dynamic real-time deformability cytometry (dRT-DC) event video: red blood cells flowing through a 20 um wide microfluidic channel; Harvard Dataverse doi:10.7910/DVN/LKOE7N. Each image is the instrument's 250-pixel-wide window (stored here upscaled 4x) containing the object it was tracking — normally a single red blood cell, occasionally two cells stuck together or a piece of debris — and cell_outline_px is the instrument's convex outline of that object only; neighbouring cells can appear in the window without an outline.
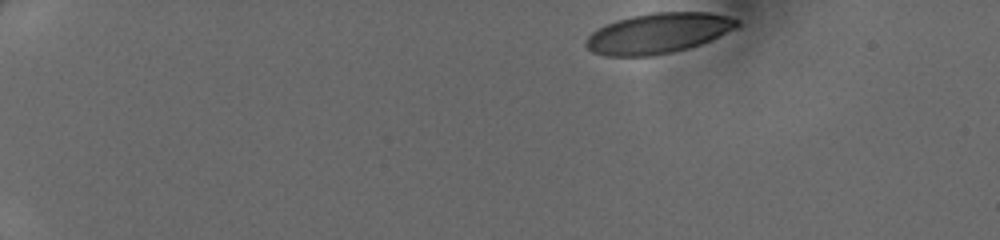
{"species": "human", "species_latin": "Homo sapiens", "temperature_condition": "cold", "stored_images_in_passage": 40, "camera_frame_rate_fps": 3000, "um_per_image_px": 0.085, "donor": {"sex": "female"}, "frame": {"image": 1, "passage_image": 1, "time_ms": 0.0, "image_size_px": [1000, 240], "cell_outline_px": [[740, 24], [736, 28], [700, 44], [688, 48], [672, 52], [652, 56], [604, 56], [592, 52], [584, 44], [584, 40], [596, 28], [616, 20], [632, 16], [652, 12], [708, 12], [728, 16], [740, 20]], "centroid_in_image_um": [55.91, 2.82], "position_along_channel_um": 29.1, "area_um2": 35.6}}
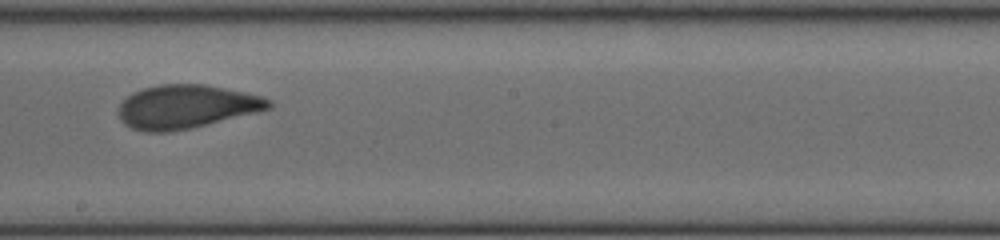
{"frame": {"image": 2, "passage_image": 23, "time_ms": 7.333, "image_size_px": [1000, 240], "cell_outline_px": [[272, 108], [256, 112], [188, 128], [168, 132], [144, 132], [132, 128], [124, 124], [120, 120], [116, 112], [120, 104], [132, 92], [144, 88], [160, 84], [204, 84], [244, 92], [260, 96], [272, 100]], "centroid_in_image_um": [15.78, 9.06], "position_along_channel_um": 232.4, "area_um2": 37.92}}
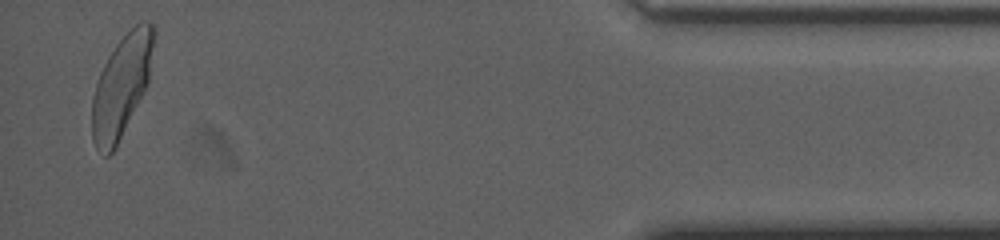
{"frame": {"image": 3, "passage_image": 40, "time_ms": 13.0, "image_size_px": [1000, 240], "cell_outline_px": [[156, 32], [148, 80], [116, 148], [108, 156], [104, 156], [96, 148], [92, 140], [92, 96], [100, 72], [108, 56], [116, 44], [140, 20], [148, 20], [156, 24]], "centroid_in_image_um": [10.33, 7.27], "position_along_channel_um": 424.9, "area_um2": 36.41}}